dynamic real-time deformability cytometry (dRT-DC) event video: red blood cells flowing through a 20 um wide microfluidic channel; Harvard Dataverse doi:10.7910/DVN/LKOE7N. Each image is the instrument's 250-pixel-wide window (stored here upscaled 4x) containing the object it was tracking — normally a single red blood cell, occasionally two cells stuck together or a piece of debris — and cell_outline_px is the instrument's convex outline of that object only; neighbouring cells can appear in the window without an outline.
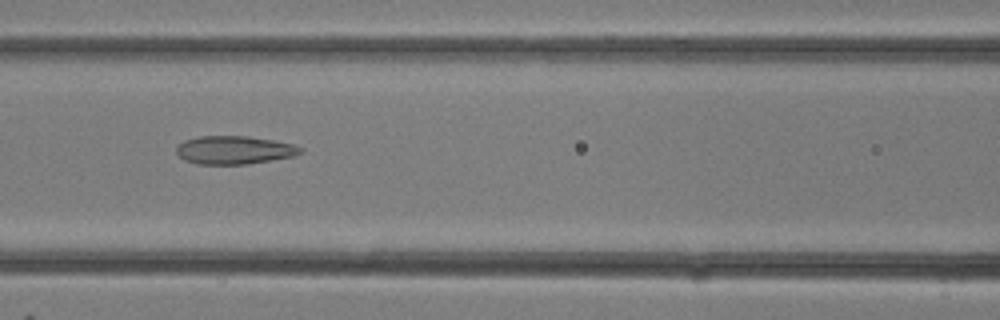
{"species": "common noctule bat (a hibernating species)", "species_latin": "Nyctalus noctula", "temperature_condition": "room temperature", "stored_images_in_passage": 19, "camera_frame_rate_fps": 3000, "um_per_image_px": 0.085, "animal": {"sex": "female"}, "frame": {"image": 1, "passage_image": 11, "time_ms": 3.333, "image_size_px": [1000, 320], "cell_outline_px": [[304, 152], [292, 156], [272, 160], [248, 164], [196, 164], [184, 160], [176, 152], [176, 148], [184, 140], [200, 136], [248, 136], [272, 140], [292, 144], [304, 148]], "centroid_in_image_um": [19.92, 12.75], "position_along_channel_um": 146.7, "area_um2": 20.4}}
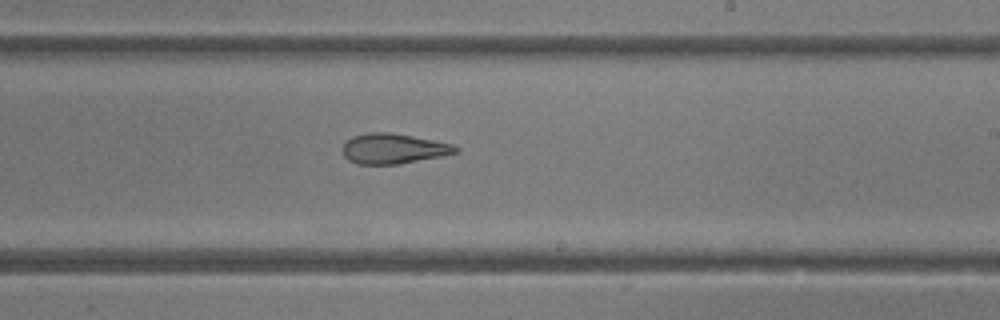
{"frame": {"image": 2, "passage_image": 16, "time_ms": 5.0, "image_size_px": [1000, 320], "cell_outline_px": [[460, 152], [400, 164], [356, 164], [348, 160], [344, 156], [344, 144], [352, 136], [368, 132], [392, 132], [452, 144], [460, 148]], "centroid_in_image_um": [33.44, 12.63], "position_along_channel_um": 255.6, "area_um2": 19.83}}
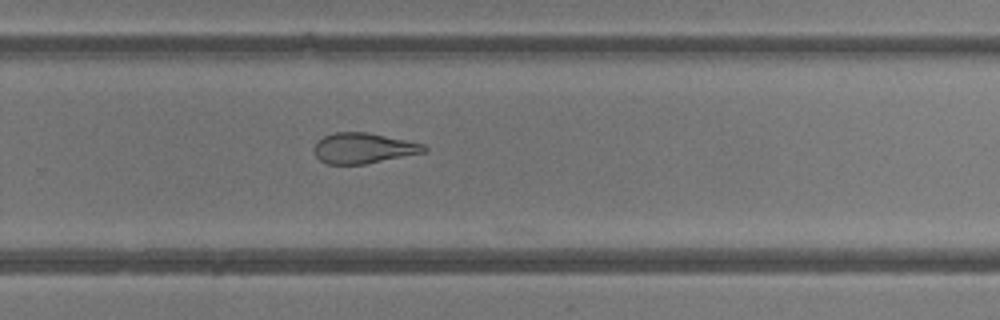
{"frame": {"image": 3, "passage_image": 18, "time_ms": 5.667, "image_size_px": [1000, 320], "cell_outline_px": [[428, 152], [364, 164], [328, 164], [320, 160], [316, 156], [316, 144], [324, 136], [332, 132], [368, 132], [424, 144], [428, 148]], "centroid_in_image_um": [30.94, 12.59], "position_along_channel_um": 298.9, "area_um2": 19.42}}